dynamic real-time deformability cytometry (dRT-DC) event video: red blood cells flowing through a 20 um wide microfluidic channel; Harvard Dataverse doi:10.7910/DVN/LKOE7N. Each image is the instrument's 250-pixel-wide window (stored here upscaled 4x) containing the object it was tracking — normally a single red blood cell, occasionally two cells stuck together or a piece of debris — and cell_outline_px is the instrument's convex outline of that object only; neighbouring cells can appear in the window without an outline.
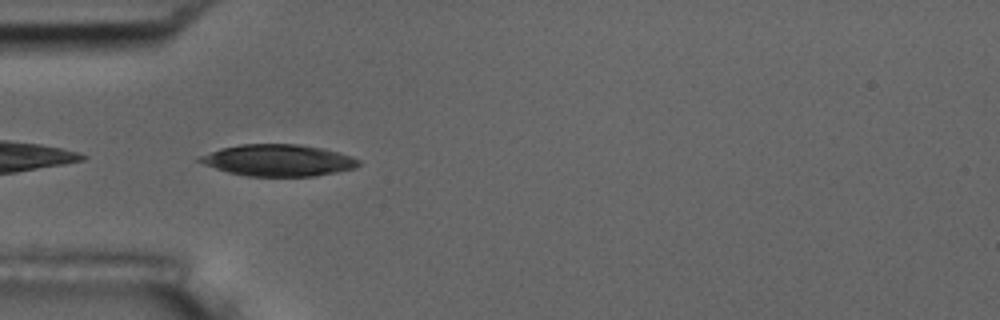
{"species": "common noctule bat (a hibernating species)", "species_latin": "Nyctalus noctula", "temperature_condition": "room temperature", "stored_images_in_passage": 39, "camera_frame_rate_fps": 3000, "um_per_image_px": 0.085, "animal": {"sex": "male", "body_mass_g": 17.5, "forearm_length_mm": 52.3}, "frame": {"image": 1, "passage_image": 1, "time_ms": 0.0, "image_size_px": [1000, 320], "cell_outline_px": [[360, 164], [356, 168], [336, 172], [312, 176], [248, 176], [228, 172], [204, 164], [196, 160], [196, 156], [220, 148], [240, 144], [300, 144], [320, 148], [352, 156], [360, 160]], "centroid_in_image_um": [23.61, 13.62], "position_along_channel_um": 61.4, "area_um2": 29.3}}
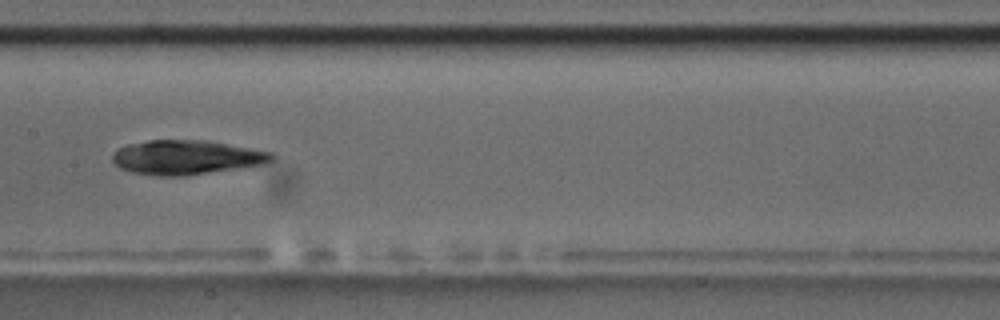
{"frame": {"image": 2, "passage_image": 12, "time_ms": 3.667, "image_size_px": [1000, 320], "cell_outline_px": [[276, 156], [272, 160], [264, 164], [244, 168], [184, 176], [156, 176], [132, 172], [120, 168], [112, 160], [112, 152], [128, 144], [148, 140], [208, 140], [272, 152]], "centroid_in_image_um": [15.87, 13.38], "position_along_channel_um": 191.5, "area_um2": 32.19}}